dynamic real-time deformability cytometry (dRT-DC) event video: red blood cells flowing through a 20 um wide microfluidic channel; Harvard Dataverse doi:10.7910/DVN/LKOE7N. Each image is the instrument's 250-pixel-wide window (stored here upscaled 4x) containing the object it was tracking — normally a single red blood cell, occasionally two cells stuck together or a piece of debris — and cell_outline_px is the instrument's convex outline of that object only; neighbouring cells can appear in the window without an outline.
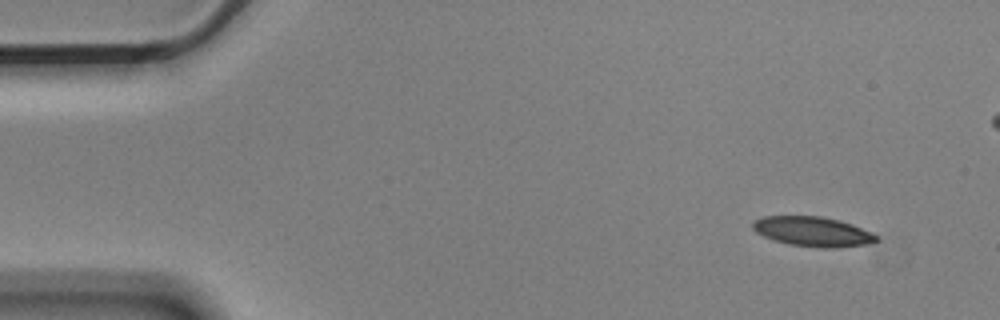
{"species": "Egyptian fruit bat (a non-hibernating species)", "species_latin": "Rousettus aegyptiacus", "temperature_condition": "cold", "stored_images_in_passage": 5, "camera_frame_rate_fps": 3000, "um_per_image_px": 0.085, "animal": {"sex": "male"}, "frame": {"image": 1, "passage_image": 1, "time_ms": 0.0, "image_size_px": [1000, 320], "cell_outline_px": [[880, 240], [868, 244], [836, 248], [820, 248], [788, 244], [772, 240], [756, 232], [752, 228], [752, 220], [764, 216], [820, 216], [840, 220], [852, 224], [872, 232]], "centroid_in_image_um": [69.08, 19.68], "position_along_channel_um": 15.9, "area_um2": 21.68}}